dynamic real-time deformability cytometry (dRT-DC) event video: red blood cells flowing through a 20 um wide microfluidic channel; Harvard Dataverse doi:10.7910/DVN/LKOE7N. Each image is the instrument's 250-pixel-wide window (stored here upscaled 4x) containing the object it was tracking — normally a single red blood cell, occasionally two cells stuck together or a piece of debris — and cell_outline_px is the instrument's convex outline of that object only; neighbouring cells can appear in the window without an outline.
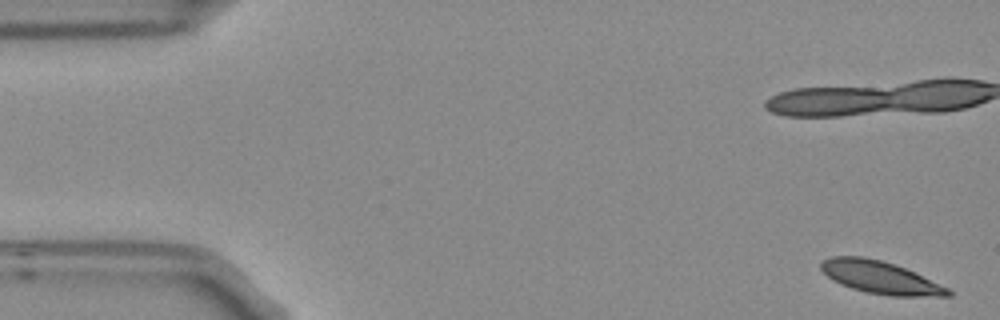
{"species": "Egyptian fruit bat (a non-hibernating species)", "species_latin": "Rousettus aegyptiacus", "temperature_condition": "room temperature", "stored_images_in_passage": 9, "camera_frame_rate_fps": 3000, "um_per_image_px": 0.085, "frame": {"image": 1, "passage_image": 1, "time_ms": 0.0, "image_size_px": [1000, 320], "cell_outline_px": [[952, 296], [888, 296], [868, 292], [852, 288], [840, 284], [832, 280], [820, 268], [820, 264], [824, 260], [832, 256], [864, 256], [880, 260], [904, 268], [948, 288], [952, 292]], "centroid_in_image_um": [74.8, 23.58], "position_along_channel_um": 10.2, "area_um2": 23.7}}